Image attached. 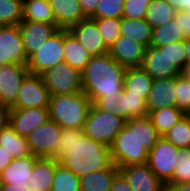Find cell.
<instances>
[{
  "mask_svg": "<svg viewBox=\"0 0 190 191\" xmlns=\"http://www.w3.org/2000/svg\"><path fill=\"white\" fill-rule=\"evenodd\" d=\"M0 191H35L33 170L28 180L9 181V184H0Z\"/></svg>",
  "mask_w": 190,
  "mask_h": 191,
  "instance_id": "43",
  "label": "cell"
},
{
  "mask_svg": "<svg viewBox=\"0 0 190 191\" xmlns=\"http://www.w3.org/2000/svg\"><path fill=\"white\" fill-rule=\"evenodd\" d=\"M94 105L106 112H112L125 120V91L100 97Z\"/></svg>",
  "mask_w": 190,
  "mask_h": 191,
  "instance_id": "35",
  "label": "cell"
},
{
  "mask_svg": "<svg viewBox=\"0 0 190 191\" xmlns=\"http://www.w3.org/2000/svg\"><path fill=\"white\" fill-rule=\"evenodd\" d=\"M185 116L188 118V121L190 123V112L185 113Z\"/></svg>",
  "mask_w": 190,
  "mask_h": 191,
  "instance_id": "53",
  "label": "cell"
},
{
  "mask_svg": "<svg viewBox=\"0 0 190 191\" xmlns=\"http://www.w3.org/2000/svg\"><path fill=\"white\" fill-rule=\"evenodd\" d=\"M93 20L97 23L99 33L101 34L106 47L109 49L121 36V18H103Z\"/></svg>",
  "mask_w": 190,
  "mask_h": 191,
  "instance_id": "36",
  "label": "cell"
},
{
  "mask_svg": "<svg viewBox=\"0 0 190 191\" xmlns=\"http://www.w3.org/2000/svg\"><path fill=\"white\" fill-rule=\"evenodd\" d=\"M110 191H132L125 178L119 173L112 184Z\"/></svg>",
  "mask_w": 190,
  "mask_h": 191,
  "instance_id": "47",
  "label": "cell"
},
{
  "mask_svg": "<svg viewBox=\"0 0 190 191\" xmlns=\"http://www.w3.org/2000/svg\"><path fill=\"white\" fill-rule=\"evenodd\" d=\"M0 146L14 159L32 155L26 137L17 134L10 125L0 133Z\"/></svg>",
  "mask_w": 190,
  "mask_h": 191,
  "instance_id": "29",
  "label": "cell"
},
{
  "mask_svg": "<svg viewBox=\"0 0 190 191\" xmlns=\"http://www.w3.org/2000/svg\"><path fill=\"white\" fill-rule=\"evenodd\" d=\"M164 191H190V182L183 184L168 183Z\"/></svg>",
  "mask_w": 190,
  "mask_h": 191,
  "instance_id": "50",
  "label": "cell"
},
{
  "mask_svg": "<svg viewBox=\"0 0 190 191\" xmlns=\"http://www.w3.org/2000/svg\"><path fill=\"white\" fill-rule=\"evenodd\" d=\"M68 31L92 57L108 53L109 49L106 47L102 36L99 33L97 23L93 19L86 18L78 24L70 27Z\"/></svg>",
  "mask_w": 190,
  "mask_h": 191,
  "instance_id": "13",
  "label": "cell"
},
{
  "mask_svg": "<svg viewBox=\"0 0 190 191\" xmlns=\"http://www.w3.org/2000/svg\"><path fill=\"white\" fill-rule=\"evenodd\" d=\"M182 30L177 25V22L173 18L163 25L152 29V39L150 46L159 48L170 43L185 40Z\"/></svg>",
  "mask_w": 190,
  "mask_h": 191,
  "instance_id": "28",
  "label": "cell"
},
{
  "mask_svg": "<svg viewBox=\"0 0 190 191\" xmlns=\"http://www.w3.org/2000/svg\"><path fill=\"white\" fill-rule=\"evenodd\" d=\"M172 106H176L175 77L154 80L146 100L148 114Z\"/></svg>",
  "mask_w": 190,
  "mask_h": 191,
  "instance_id": "19",
  "label": "cell"
},
{
  "mask_svg": "<svg viewBox=\"0 0 190 191\" xmlns=\"http://www.w3.org/2000/svg\"><path fill=\"white\" fill-rule=\"evenodd\" d=\"M126 68L118 64L107 53L91 57L81 72L82 91L94 104L100 97L123 90Z\"/></svg>",
  "mask_w": 190,
  "mask_h": 191,
  "instance_id": "3",
  "label": "cell"
},
{
  "mask_svg": "<svg viewBox=\"0 0 190 191\" xmlns=\"http://www.w3.org/2000/svg\"><path fill=\"white\" fill-rule=\"evenodd\" d=\"M190 182V148H180L177 166L169 183L183 184Z\"/></svg>",
  "mask_w": 190,
  "mask_h": 191,
  "instance_id": "38",
  "label": "cell"
},
{
  "mask_svg": "<svg viewBox=\"0 0 190 191\" xmlns=\"http://www.w3.org/2000/svg\"><path fill=\"white\" fill-rule=\"evenodd\" d=\"M174 19L185 37H190V11H178Z\"/></svg>",
  "mask_w": 190,
  "mask_h": 191,
  "instance_id": "44",
  "label": "cell"
},
{
  "mask_svg": "<svg viewBox=\"0 0 190 191\" xmlns=\"http://www.w3.org/2000/svg\"><path fill=\"white\" fill-rule=\"evenodd\" d=\"M35 155H27L13 159L0 174V184H9V181L28 180L35 163L39 160Z\"/></svg>",
  "mask_w": 190,
  "mask_h": 191,
  "instance_id": "24",
  "label": "cell"
},
{
  "mask_svg": "<svg viewBox=\"0 0 190 191\" xmlns=\"http://www.w3.org/2000/svg\"><path fill=\"white\" fill-rule=\"evenodd\" d=\"M120 34L148 48L152 39V28L145 19L129 20L121 18Z\"/></svg>",
  "mask_w": 190,
  "mask_h": 191,
  "instance_id": "25",
  "label": "cell"
},
{
  "mask_svg": "<svg viewBox=\"0 0 190 191\" xmlns=\"http://www.w3.org/2000/svg\"><path fill=\"white\" fill-rule=\"evenodd\" d=\"M30 74L26 65L9 64L0 67V104L11 107L23 80Z\"/></svg>",
  "mask_w": 190,
  "mask_h": 191,
  "instance_id": "12",
  "label": "cell"
},
{
  "mask_svg": "<svg viewBox=\"0 0 190 191\" xmlns=\"http://www.w3.org/2000/svg\"><path fill=\"white\" fill-rule=\"evenodd\" d=\"M59 29L68 30L86 19L78 0H48Z\"/></svg>",
  "mask_w": 190,
  "mask_h": 191,
  "instance_id": "20",
  "label": "cell"
},
{
  "mask_svg": "<svg viewBox=\"0 0 190 191\" xmlns=\"http://www.w3.org/2000/svg\"><path fill=\"white\" fill-rule=\"evenodd\" d=\"M162 137L172 143L177 148H190V123L186 116L182 117Z\"/></svg>",
  "mask_w": 190,
  "mask_h": 191,
  "instance_id": "33",
  "label": "cell"
},
{
  "mask_svg": "<svg viewBox=\"0 0 190 191\" xmlns=\"http://www.w3.org/2000/svg\"><path fill=\"white\" fill-rule=\"evenodd\" d=\"M151 0H125L122 18L129 20L145 19Z\"/></svg>",
  "mask_w": 190,
  "mask_h": 191,
  "instance_id": "41",
  "label": "cell"
},
{
  "mask_svg": "<svg viewBox=\"0 0 190 191\" xmlns=\"http://www.w3.org/2000/svg\"><path fill=\"white\" fill-rule=\"evenodd\" d=\"M153 81L142 67L126 68L123 89L130 96H140L146 102Z\"/></svg>",
  "mask_w": 190,
  "mask_h": 191,
  "instance_id": "21",
  "label": "cell"
},
{
  "mask_svg": "<svg viewBox=\"0 0 190 191\" xmlns=\"http://www.w3.org/2000/svg\"><path fill=\"white\" fill-rule=\"evenodd\" d=\"M18 25L27 57L59 30L56 24L42 22L21 21Z\"/></svg>",
  "mask_w": 190,
  "mask_h": 191,
  "instance_id": "17",
  "label": "cell"
},
{
  "mask_svg": "<svg viewBox=\"0 0 190 191\" xmlns=\"http://www.w3.org/2000/svg\"><path fill=\"white\" fill-rule=\"evenodd\" d=\"M80 178L55 160L51 191H80Z\"/></svg>",
  "mask_w": 190,
  "mask_h": 191,
  "instance_id": "32",
  "label": "cell"
},
{
  "mask_svg": "<svg viewBox=\"0 0 190 191\" xmlns=\"http://www.w3.org/2000/svg\"><path fill=\"white\" fill-rule=\"evenodd\" d=\"M50 92L39 75L29 74L22 82L11 109L49 108Z\"/></svg>",
  "mask_w": 190,
  "mask_h": 191,
  "instance_id": "10",
  "label": "cell"
},
{
  "mask_svg": "<svg viewBox=\"0 0 190 191\" xmlns=\"http://www.w3.org/2000/svg\"><path fill=\"white\" fill-rule=\"evenodd\" d=\"M148 116L157 133L162 137L185 116V113L176 106H172L151 111Z\"/></svg>",
  "mask_w": 190,
  "mask_h": 191,
  "instance_id": "27",
  "label": "cell"
},
{
  "mask_svg": "<svg viewBox=\"0 0 190 191\" xmlns=\"http://www.w3.org/2000/svg\"><path fill=\"white\" fill-rule=\"evenodd\" d=\"M86 18H90L96 11L99 0H78Z\"/></svg>",
  "mask_w": 190,
  "mask_h": 191,
  "instance_id": "45",
  "label": "cell"
},
{
  "mask_svg": "<svg viewBox=\"0 0 190 191\" xmlns=\"http://www.w3.org/2000/svg\"><path fill=\"white\" fill-rule=\"evenodd\" d=\"M64 29H59L29 57L27 68L30 74L41 76L47 70L64 62Z\"/></svg>",
  "mask_w": 190,
  "mask_h": 191,
  "instance_id": "6",
  "label": "cell"
},
{
  "mask_svg": "<svg viewBox=\"0 0 190 191\" xmlns=\"http://www.w3.org/2000/svg\"><path fill=\"white\" fill-rule=\"evenodd\" d=\"M176 12L189 11V0H165Z\"/></svg>",
  "mask_w": 190,
  "mask_h": 191,
  "instance_id": "48",
  "label": "cell"
},
{
  "mask_svg": "<svg viewBox=\"0 0 190 191\" xmlns=\"http://www.w3.org/2000/svg\"><path fill=\"white\" fill-rule=\"evenodd\" d=\"M22 21L56 24L48 0H23Z\"/></svg>",
  "mask_w": 190,
  "mask_h": 191,
  "instance_id": "26",
  "label": "cell"
},
{
  "mask_svg": "<svg viewBox=\"0 0 190 191\" xmlns=\"http://www.w3.org/2000/svg\"><path fill=\"white\" fill-rule=\"evenodd\" d=\"M23 17V0H0V26L18 25Z\"/></svg>",
  "mask_w": 190,
  "mask_h": 191,
  "instance_id": "34",
  "label": "cell"
},
{
  "mask_svg": "<svg viewBox=\"0 0 190 191\" xmlns=\"http://www.w3.org/2000/svg\"><path fill=\"white\" fill-rule=\"evenodd\" d=\"M146 115V102L140 96H130V93L125 92V121Z\"/></svg>",
  "mask_w": 190,
  "mask_h": 191,
  "instance_id": "40",
  "label": "cell"
},
{
  "mask_svg": "<svg viewBox=\"0 0 190 191\" xmlns=\"http://www.w3.org/2000/svg\"><path fill=\"white\" fill-rule=\"evenodd\" d=\"M55 173V159L40 158L33 167L35 191H51Z\"/></svg>",
  "mask_w": 190,
  "mask_h": 191,
  "instance_id": "30",
  "label": "cell"
},
{
  "mask_svg": "<svg viewBox=\"0 0 190 191\" xmlns=\"http://www.w3.org/2000/svg\"><path fill=\"white\" fill-rule=\"evenodd\" d=\"M27 62L19 25L0 26V67L9 64L27 66Z\"/></svg>",
  "mask_w": 190,
  "mask_h": 191,
  "instance_id": "11",
  "label": "cell"
},
{
  "mask_svg": "<svg viewBox=\"0 0 190 191\" xmlns=\"http://www.w3.org/2000/svg\"><path fill=\"white\" fill-rule=\"evenodd\" d=\"M180 149L160 137L148 153L147 166L166 185L174 174Z\"/></svg>",
  "mask_w": 190,
  "mask_h": 191,
  "instance_id": "8",
  "label": "cell"
},
{
  "mask_svg": "<svg viewBox=\"0 0 190 191\" xmlns=\"http://www.w3.org/2000/svg\"><path fill=\"white\" fill-rule=\"evenodd\" d=\"M11 108L0 104V133L9 126Z\"/></svg>",
  "mask_w": 190,
  "mask_h": 191,
  "instance_id": "46",
  "label": "cell"
},
{
  "mask_svg": "<svg viewBox=\"0 0 190 191\" xmlns=\"http://www.w3.org/2000/svg\"><path fill=\"white\" fill-rule=\"evenodd\" d=\"M61 132L62 128L51 120L34 129L26 136L32 155L38 158L54 159L60 144Z\"/></svg>",
  "mask_w": 190,
  "mask_h": 191,
  "instance_id": "9",
  "label": "cell"
},
{
  "mask_svg": "<svg viewBox=\"0 0 190 191\" xmlns=\"http://www.w3.org/2000/svg\"><path fill=\"white\" fill-rule=\"evenodd\" d=\"M181 74L190 80V64H186L181 71Z\"/></svg>",
  "mask_w": 190,
  "mask_h": 191,
  "instance_id": "52",
  "label": "cell"
},
{
  "mask_svg": "<svg viewBox=\"0 0 190 191\" xmlns=\"http://www.w3.org/2000/svg\"><path fill=\"white\" fill-rule=\"evenodd\" d=\"M64 62L82 72L91 59V55L78 40L64 29Z\"/></svg>",
  "mask_w": 190,
  "mask_h": 191,
  "instance_id": "23",
  "label": "cell"
},
{
  "mask_svg": "<svg viewBox=\"0 0 190 191\" xmlns=\"http://www.w3.org/2000/svg\"><path fill=\"white\" fill-rule=\"evenodd\" d=\"M132 191H164L165 184L150 170L147 164L118 168Z\"/></svg>",
  "mask_w": 190,
  "mask_h": 191,
  "instance_id": "14",
  "label": "cell"
},
{
  "mask_svg": "<svg viewBox=\"0 0 190 191\" xmlns=\"http://www.w3.org/2000/svg\"><path fill=\"white\" fill-rule=\"evenodd\" d=\"M124 124L125 120L121 117L99 110L92 104L83 129L87 137L110 148Z\"/></svg>",
  "mask_w": 190,
  "mask_h": 191,
  "instance_id": "5",
  "label": "cell"
},
{
  "mask_svg": "<svg viewBox=\"0 0 190 191\" xmlns=\"http://www.w3.org/2000/svg\"><path fill=\"white\" fill-rule=\"evenodd\" d=\"M41 77L51 96L82 92L81 72L66 62L57 64L44 72Z\"/></svg>",
  "mask_w": 190,
  "mask_h": 191,
  "instance_id": "7",
  "label": "cell"
},
{
  "mask_svg": "<svg viewBox=\"0 0 190 191\" xmlns=\"http://www.w3.org/2000/svg\"><path fill=\"white\" fill-rule=\"evenodd\" d=\"M158 49L164 50L170 61L173 62L180 71H182L186 65L185 40L170 43L159 47Z\"/></svg>",
  "mask_w": 190,
  "mask_h": 191,
  "instance_id": "42",
  "label": "cell"
},
{
  "mask_svg": "<svg viewBox=\"0 0 190 191\" xmlns=\"http://www.w3.org/2000/svg\"><path fill=\"white\" fill-rule=\"evenodd\" d=\"M186 64H190V37L185 39Z\"/></svg>",
  "mask_w": 190,
  "mask_h": 191,
  "instance_id": "51",
  "label": "cell"
},
{
  "mask_svg": "<svg viewBox=\"0 0 190 191\" xmlns=\"http://www.w3.org/2000/svg\"><path fill=\"white\" fill-rule=\"evenodd\" d=\"M176 11L165 0H151L145 21L152 28L163 25L174 18Z\"/></svg>",
  "mask_w": 190,
  "mask_h": 191,
  "instance_id": "31",
  "label": "cell"
},
{
  "mask_svg": "<svg viewBox=\"0 0 190 191\" xmlns=\"http://www.w3.org/2000/svg\"><path fill=\"white\" fill-rule=\"evenodd\" d=\"M59 140L54 159L79 178L113 164L110 148L87 137L83 128H62Z\"/></svg>",
  "mask_w": 190,
  "mask_h": 191,
  "instance_id": "1",
  "label": "cell"
},
{
  "mask_svg": "<svg viewBox=\"0 0 190 191\" xmlns=\"http://www.w3.org/2000/svg\"><path fill=\"white\" fill-rule=\"evenodd\" d=\"M141 67L153 80L172 78L181 74V71L170 61L164 50L152 46L146 48Z\"/></svg>",
  "mask_w": 190,
  "mask_h": 191,
  "instance_id": "18",
  "label": "cell"
},
{
  "mask_svg": "<svg viewBox=\"0 0 190 191\" xmlns=\"http://www.w3.org/2000/svg\"><path fill=\"white\" fill-rule=\"evenodd\" d=\"M124 2L125 0H99L90 19L122 18Z\"/></svg>",
  "mask_w": 190,
  "mask_h": 191,
  "instance_id": "37",
  "label": "cell"
},
{
  "mask_svg": "<svg viewBox=\"0 0 190 191\" xmlns=\"http://www.w3.org/2000/svg\"><path fill=\"white\" fill-rule=\"evenodd\" d=\"M146 47L128 37L120 36L109 48L108 54L125 68L141 67Z\"/></svg>",
  "mask_w": 190,
  "mask_h": 191,
  "instance_id": "15",
  "label": "cell"
},
{
  "mask_svg": "<svg viewBox=\"0 0 190 191\" xmlns=\"http://www.w3.org/2000/svg\"><path fill=\"white\" fill-rule=\"evenodd\" d=\"M12 155H10L4 147L0 146V174L2 171L13 161Z\"/></svg>",
  "mask_w": 190,
  "mask_h": 191,
  "instance_id": "49",
  "label": "cell"
},
{
  "mask_svg": "<svg viewBox=\"0 0 190 191\" xmlns=\"http://www.w3.org/2000/svg\"><path fill=\"white\" fill-rule=\"evenodd\" d=\"M176 107L184 113L190 112V80L182 74L175 76Z\"/></svg>",
  "mask_w": 190,
  "mask_h": 191,
  "instance_id": "39",
  "label": "cell"
},
{
  "mask_svg": "<svg viewBox=\"0 0 190 191\" xmlns=\"http://www.w3.org/2000/svg\"><path fill=\"white\" fill-rule=\"evenodd\" d=\"M160 137L148 115L125 121L110 147L112 163L117 168L146 164Z\"/></svg>",
  "mask_w": 190,
  "mask_h": 191,
  "instance_id": "2",
  "label": "cell"
},
{
  "mask_svg": "<svg viewBox=\"0 0 190 191\" xmlns=\"http://www.w3.org/2000/svg\"><path fill=\"white\" fill-rule=\"evenodd\" d=\"M119 169L112 164L108 169L90 172L80 177V191H110Z\"/></svg>",
  "mask_w": 190,
  "mask_h": 191,
  "instance_id": "22",
  "label": "cell"
},
{
  "mask_svg": "<svg viewBox=\"0 0 190 191\" xmlns=\"http://www.w3.org/2000/svg\"><path fill=\"white\" fill-rule=\"evenodd\" d=\"M92 103L82 91L75 94L56 95L50 97V120L56 122L61 128L81 129Z\"/></svg>",
  "mask_w": 190,
  "mask_h": 191,
  "instance_id": "4",
  "label": "cell"
},
{
  "mask_svg": "<svg viewBox=\"0 0 190 191\" xmlns=\"http://www.w3.org/2000/svg\"><path fill=\"white\" fill-rule=\"evenodd\" d=\"M49 120V108L11 109L9 125L17 134L26 137Z\"/></svg>",
  "mask_w": 190,
  "mask_h": 191,
  "instance_id": "16",
  "label": "cell"
}]
</instances>
